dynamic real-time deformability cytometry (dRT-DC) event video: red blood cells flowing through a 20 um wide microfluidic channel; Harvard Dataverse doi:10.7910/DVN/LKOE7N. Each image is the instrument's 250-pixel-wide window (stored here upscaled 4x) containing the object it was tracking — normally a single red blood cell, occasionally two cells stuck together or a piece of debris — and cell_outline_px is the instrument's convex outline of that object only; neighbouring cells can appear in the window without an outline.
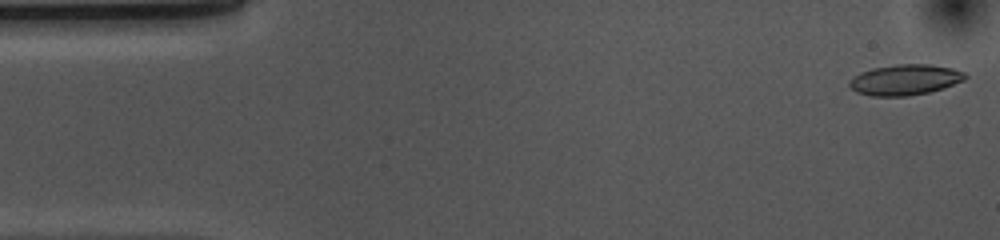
{"species": "common noctule bat (a hibernating species)", "species_latin": "Nyctalus noctula", "temperature_condition": "cold", "stored_images_in_passage": 53, "camera_frame_rate_fps": 3000, "um_per_image_px": 0.085, "animal": {"sex": "female", "body_mass_g": 10.0, "forearm_length_mm": 53.1}, "frame": {"image": 1, "passage_image": 1, "time_ms": 0.0, "image_size_px": [1000, 240], "cell_outline_px": [[968, 76], [964, 80], [928, 92], [908, 96], [872, 96], [856, 92], [848, 84], [860, 72], [872, 68], [896, 64], [932, 64], [952, 68], [964, 72]], "centroid_in_image_um": [76.93, 6.77], "position_along_channel_um": 8.1, "area_um2": 20.46}}
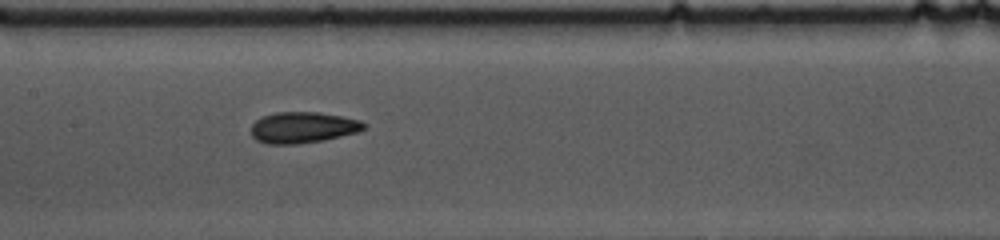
{"frame": {"image": 2, "passage_image": 24, "time_ms": 7.667, "image_size_px": [1000, 240], "cell_outline_px": [[368, 128], [360, 132], [324, 140], [296, 144], [268, 144], [256, 140], [252, 136], [252, 124], [256, 120], [264, 116], [276, 112], [320, 112], [360, 120], [368, 124]], "centroid_in_image_um": [25.8, 10.84], "position_along_channel_um": 181.6, "area_um2": 20.63}}
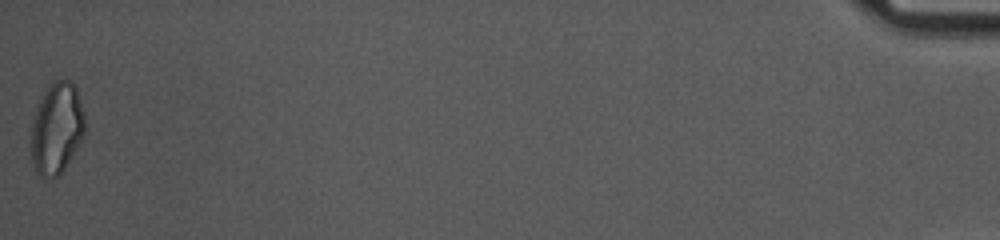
{"frame": {"image": 3, "passage_image": 53, "time_ms": 17.333, "image_size_px": [1000, 240], "cell_outline_px": [[84, 136], [64, 168], [56, 176], [44, 180], [36, 172], [32, 164], [32, 124], [36, 108], [40, 96], [48, 84], [52, 80], [68, 80], [76, 88], [84, 112]], "centroid_in_image_um": [4.8, 10.89], "position_along_channel_um": 430.4, "area_um2": 28.61}, "authors_computed_cell_mechanics": {"area_um2": 20.23, "velocity_mm_per_s": 3.6562, "shape_relaxation_time_tau1_ms": 8.4325, "shape_relaxation_time_tau2_ms": 4.5009, "deformation_change_tau1": 0.168, "deformation_change_tau2": 0.1208}}